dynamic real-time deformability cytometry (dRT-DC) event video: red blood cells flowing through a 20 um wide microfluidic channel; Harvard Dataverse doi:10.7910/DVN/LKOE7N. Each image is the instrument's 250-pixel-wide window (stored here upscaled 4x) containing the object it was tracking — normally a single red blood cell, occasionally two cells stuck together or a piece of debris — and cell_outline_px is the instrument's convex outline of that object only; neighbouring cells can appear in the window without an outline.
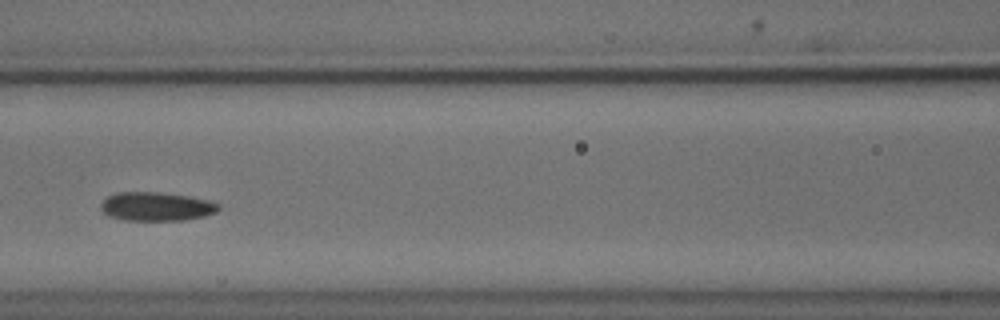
{"species": "common noctule bat (a hibernating species)", "species_latin": "Nyctalus noctula", "temperature_condition": "cold", "stored_images_in_passage": 48, "segment_of_instrument_passage": [2, 2], "camera_frame_rate_fps": 3000, "um_per_image_px": 0.085, "animal": {"sex": "male", "body_mass_g": 18.8}, "frame": {"image": 1, "passage_image": 19, "time_ms": 6.0, "image_size_px": [1000, 320], "cell_outline_px": [[220, 208], [216, 212], [204, 216], [184, 220], [124, 220], [108, 216], [100, 208], [100, 204], [108, 196], [116, 192], [160, 192], [188, 196], [208, 200], [220, 204]], "centroid_in_image_um": [13.28, 17.55], "position_along_channel_um": 153.3, "area_um2": 19.77}}
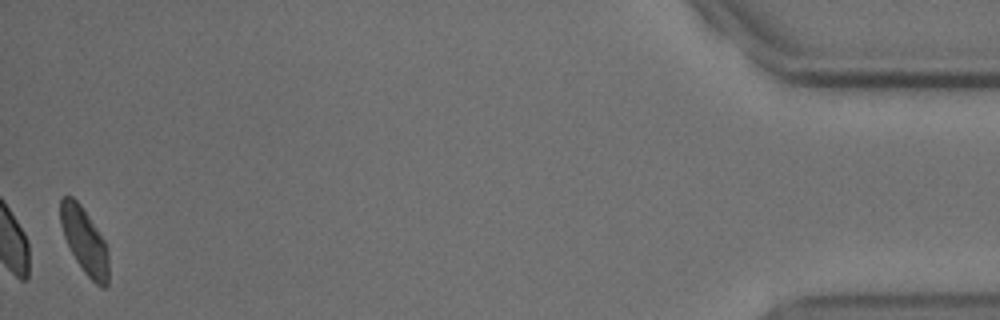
{"frame": {"image": 2, "passage_image": 48, "time_ms": 15.667, "image_size_px": [1000, 320], "cell_outline_px": [[108, 284], [104, 288], [100, 288], [84, 272], [76, 260], [64, 236], [60, 224], [60, 200], [64, 196], [72, 196], [80, 204], [104, 240], [108, 248]], "centroid_in_image_um": [7.19, 20.49], "position_along_channel_um": 428.0, "area_um2": 18.32}}